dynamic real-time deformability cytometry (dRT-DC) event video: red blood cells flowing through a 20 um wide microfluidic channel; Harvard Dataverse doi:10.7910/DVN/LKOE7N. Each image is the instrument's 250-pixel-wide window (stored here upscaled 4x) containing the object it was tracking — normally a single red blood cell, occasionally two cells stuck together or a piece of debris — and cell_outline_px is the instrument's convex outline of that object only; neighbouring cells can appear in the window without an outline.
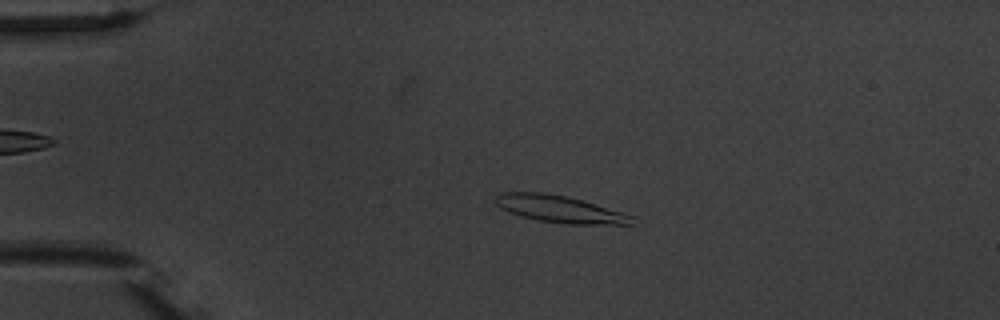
{"species": "common noctule bat (a hibernating species)", "species_latin": "Nyctalus noctula", "temperature_condition": "warm", "stored_images_in_passage": 2, "camera_frame_rate_fps": 3000, "um_per_image_px": 0.085, "animal": {"sex": "male", "body_mass_g": 20.1, "forearm_length_mm": 53.5}, "frame": {"image": 1, "passage_image": 1, "time_ms": 0.0, "image_size_px": [1000, 320], "cell_outline_px": [[632, 224], [568, 224], [540, 220], [520, 216], [508, 212], [500, 208], [492, 200], [500, 192], [544, 192], [584, 200], [632, 216]], "centroid_in_image_um": [47.48, 17.75], "position_along_channel_um": 37.5, "area_um2": 21.33}}